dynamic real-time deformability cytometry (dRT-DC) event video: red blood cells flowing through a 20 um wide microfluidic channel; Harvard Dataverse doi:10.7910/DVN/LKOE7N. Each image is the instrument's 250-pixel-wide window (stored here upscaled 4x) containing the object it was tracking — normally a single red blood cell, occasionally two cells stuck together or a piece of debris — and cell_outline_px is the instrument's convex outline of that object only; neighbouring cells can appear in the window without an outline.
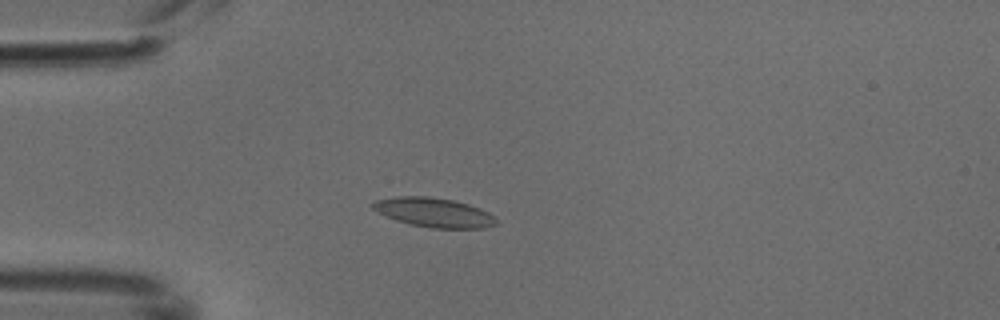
{"species": "common noctule bat (a hibernating species)", "species_latin": "Nyctalus noctula", "temperature_condition": "cold", "stored_images_in_passage": 4, "camera_frame_rate_fps": 3000, "um_per_image_px": 0.085, "animal": {"sex": "male", "body_mass_g": 18.8}, "frame": {"image": 1, "passage_image": 4, "time_ms": 1.0, "image_size_px": [1000, 320], "cell_outline_px": [[496, 224], [484, 228], [432, 228], [408, 224], [396, 220], [376, 212], [368, 204], [376, 200], [396, 196], [428, 196], [452, 200], [468, 204], [480, 208], [496, 216]], "centroid_in_image_um": [36.85, 18.05], "position_along_channel_um": 48.2, "area_um2": 21.27}}